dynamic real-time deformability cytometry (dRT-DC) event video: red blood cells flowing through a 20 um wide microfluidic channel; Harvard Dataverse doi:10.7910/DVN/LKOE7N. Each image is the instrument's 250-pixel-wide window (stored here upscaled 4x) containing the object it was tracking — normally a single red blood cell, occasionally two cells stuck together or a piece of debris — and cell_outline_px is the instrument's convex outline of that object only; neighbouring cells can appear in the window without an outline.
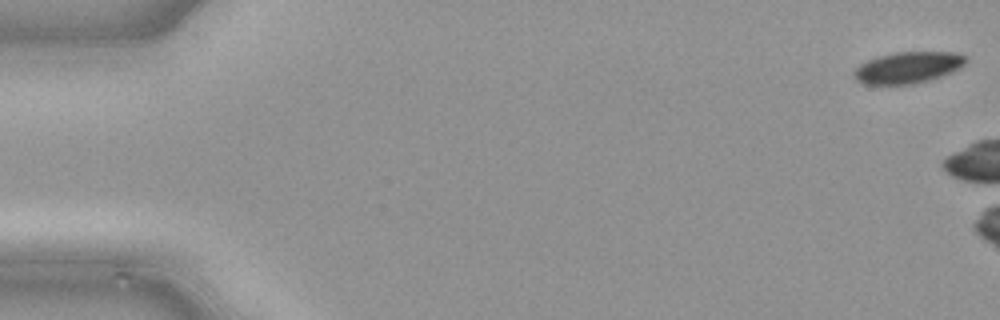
{"species": "common noctule bat (a hibernating species)", "species_latin": "Nyctalus noctula", "temperature_condition": "cold", "stored_images_in_passage": 6, "camera_frame_rate_fps": 3000, "um_per_image_px": 0.085, "animal": {"sex": "male", "body_mass_g": 21.5, "forearm_length_mm": 52.0}, "frame": {"image": 1, "passage_image": 1, "time_ms": 0.0, "image_size_px": [1000, 320], "cell_outline_px": [[968, 60], [960, 68], [952, 72], [928, 80], [912, 84], [864, 84], [856, 80], [852, 72], [860, 64], [868, 60], [880, 56], [896, 52], [956, 52], [964, 56]], "centroid_in_image_um": [77.17, 5.74], "position_along_channel_um": 7.8, "area_um2": 20.35}}